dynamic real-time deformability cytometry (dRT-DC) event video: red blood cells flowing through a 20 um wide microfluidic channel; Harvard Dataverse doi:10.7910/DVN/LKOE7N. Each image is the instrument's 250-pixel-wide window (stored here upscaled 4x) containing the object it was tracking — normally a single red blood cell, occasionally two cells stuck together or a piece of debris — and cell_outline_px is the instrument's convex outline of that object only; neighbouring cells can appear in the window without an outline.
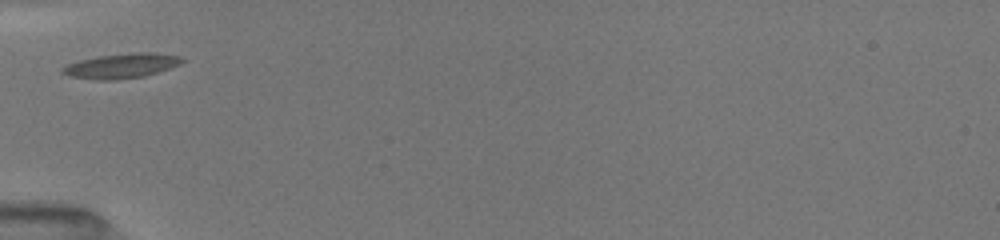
{"species": "common noctule bat (a hibernating species)", "species_latin": "Nyctalus noctula", "temperature_condition": "room temperature", "stored_images_in_passage": 5, "camera_frame_rate_fps": 3000, "um_per_image_px": 0.085, "animal": {"sex": "female", "body_mass_g": 19.5, "forearm_length_mm": 54.1}, "frame": {"image": 1, "passage_image": 1, "time_ms": 0.0, "image_size_px": [1000, 240], "cell_outline_px": [[184, 60], [180, 64], [144, 76], [116, 80], [96, 80], [68, 76], [60, 72], [60, 68], [68, 64], [80, 60], [100, 56], [132, 52], [152, 52], [180, 56]], "centroid_in_image_um": [10.28, 5.6], "position_along_channel_um": 74.7, "area_um2": 17.22}}
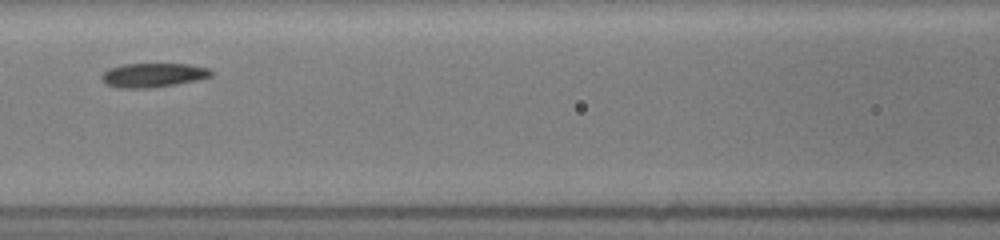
{"frame": {"image": 2, "passage_image": 3, "time_ms": 2.0, "image_size_px": [1000, 240], "cell_outline_px": [[212, 76], [196, 80], [176, 84], [152, 88], [116, 88], [108, 84], [100, 76], [108, 68], [124, 64], [192, 64], [208, 68], [212, 72]], "centroid_in_image_um": [13.02, 6.38], "position_along_channel_um": 153.6, "area_um2": 15.37}}
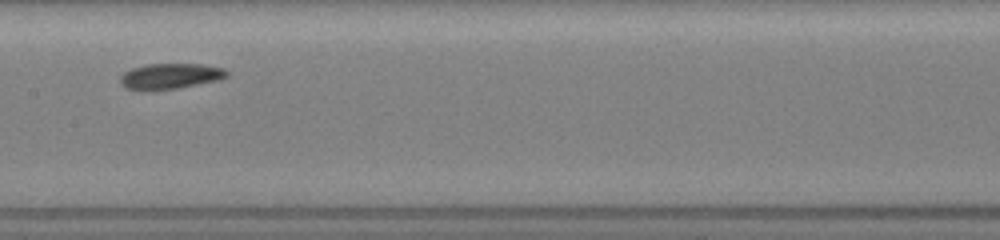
{"frame": {"image": 3, "passage_image": 4, "time_ms": 3.0, "image_size_px": [1000, 240], "cell_outline_px": [[232, 72], [228, 76], [220, 80], [176, 88], [144, 92], [124, 88], [120, 84], [120, 76], [124, 72], [132, 68], [148, 64], [200, 64], [224, 68]], "centroid_in_image_um": [14.46, 6.49], "position_along_channel_um": 192.9, "area_um2": 16.3}}